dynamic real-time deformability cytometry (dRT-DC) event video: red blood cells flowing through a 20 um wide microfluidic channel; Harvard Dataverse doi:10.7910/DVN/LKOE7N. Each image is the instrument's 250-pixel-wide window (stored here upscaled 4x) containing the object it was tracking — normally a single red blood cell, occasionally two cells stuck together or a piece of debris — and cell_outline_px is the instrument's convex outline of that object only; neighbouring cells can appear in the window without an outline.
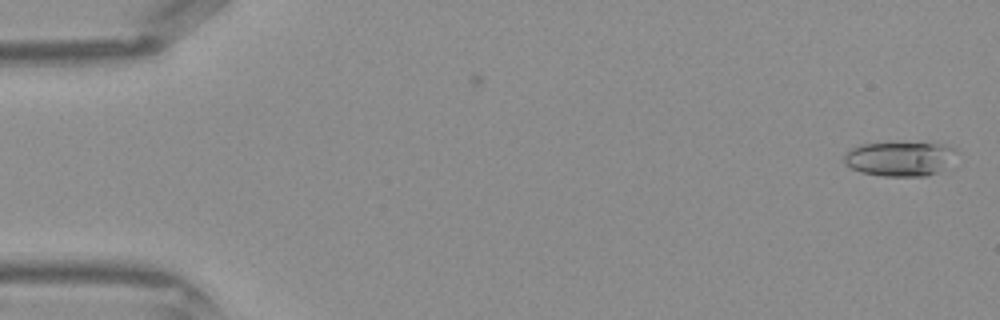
{"species": "Egyptian fruit bat (a non-hibernating species)", "species_latin": "Rousettus aegyptiacus", "temperature_condition": "warm", "stored_images_in_passage": 3, "camera_frame_rate_fps": 3000, "um_per_image_px": 0.085, "frame": {"image": 1, "passage_image": 3, "time_ms": 0.667, "image_size_px": [1000, 320], "cell_outline_px": [[960, 152], [944, 168], [936, 172], [924, 176], [884, 176], [860, 172], [852, 168], [844, 160], [844, 156], [848, 148], [860, 144], [940, 144], [956, 148]], "centroid_in_image_um": [76.49, 13.5], "position_along_channel_um": 8.5, "area_um2": 22.25}}